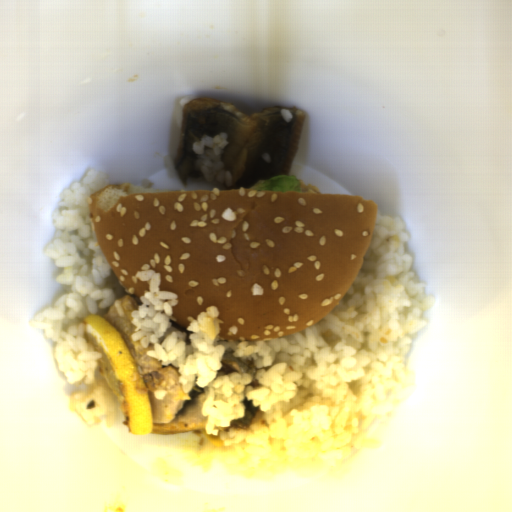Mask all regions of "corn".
Instances as JSON below:
<instances>
[{
  "label": "corn",
  "instance_id": "51d56268",
  "mask_svg": "<svg viewBox=\"0 0 512 512\" xmlns=\"http://www.w3.org/2000/svg\"><path fill=\"white\" fill-rule=\"evenodd\" d=\"M207 439L209 440L210 443H212L213 445L217 446V447H222L224 446L223 444V441L221 440V438H219L218 436H214V435H206Z\"/></svg>",
  "mask_w": 512,
  "mask_h": 512
}]
</instances>
